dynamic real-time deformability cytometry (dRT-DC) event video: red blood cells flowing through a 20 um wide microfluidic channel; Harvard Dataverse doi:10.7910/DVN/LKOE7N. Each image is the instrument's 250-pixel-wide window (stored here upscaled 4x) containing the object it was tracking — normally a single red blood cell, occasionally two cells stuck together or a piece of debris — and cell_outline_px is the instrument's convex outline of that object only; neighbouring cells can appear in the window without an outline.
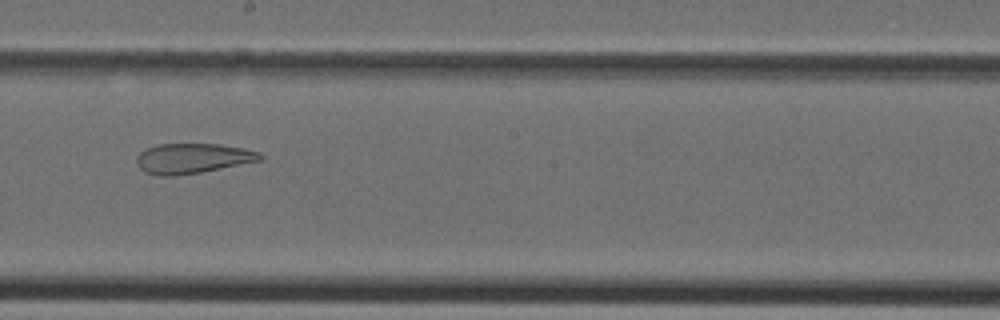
{"species": "Egyptian fruit bat (a non-hibernating species)", "species_latin": "Rousettus aegyptiacus", "temperature_condition": "cold", "stored_images_in_passage": 26, "camera_frame_rate_fps": 3000, "um_per_image_px": 0.085, "animal": {"sex": "female"}, "frame": {"image": 1, "passage_image": 15, "time_ms": 4.667, "image_size_px": [1000, 320], "cell_outline_px": [[264, 160], [200, 172], [176, 176], [156, 176], [144, 172], [140, 168], [136, 160], [136, 156], [140, 152], [156, 144], [220, 144], [244, 148], [260, 152], [264, 156]], "centroid_in_image_um": [16.39, 13.46], "position_along_channel_um": 231.8, "area_um2": 21.85}}
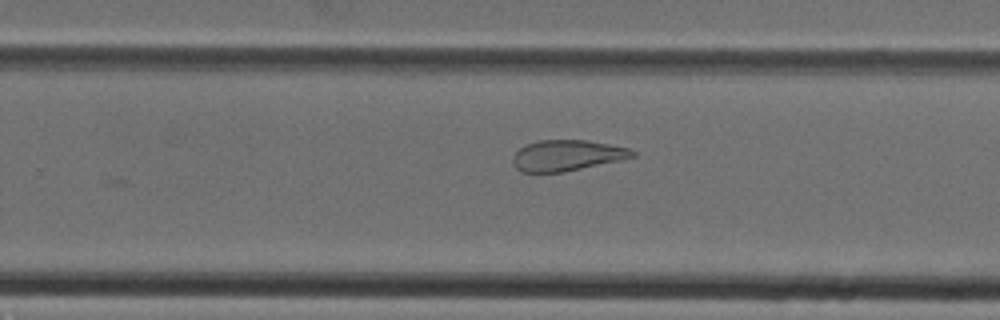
{"frame": {"image": 2, "passage_image": 18, "time_ms": 5.667, "image_size_px": [1000, 320], "cell_outline_px": [[636, 156], [620, 160], [564, 172], [520, 172], [516, 168], [512, 160], [512, 156], [520, 148], [528, 144], [540, 140], [588, 140], [628, 148], [636, 152]], "centroid_in_image_um": [48.18, 13.21], "position_along_channel_um": 281.6, "area_um2": 21.39}}
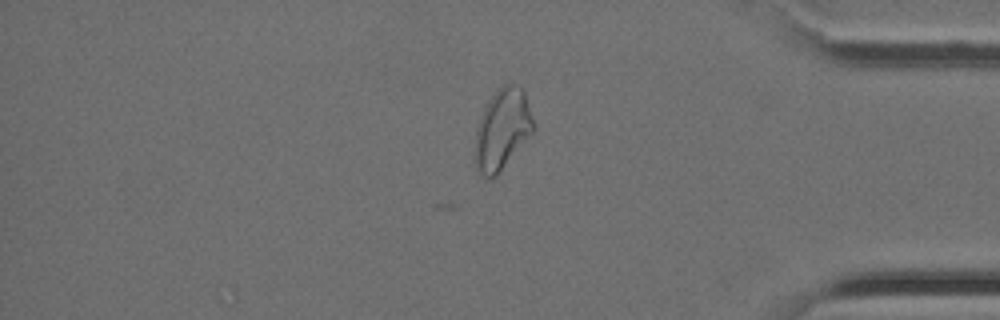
{"frame": {"image": 3, "passage_image": 26, "time_ms": 8.333, "image_size_px": [1000, 320], "cell_outline_px": [[536, 128], [496, 176], [480, 176], [476, 168], [472, 156], [476, 128], [484, 108], [488, 100], [504, 84], [512, 84], [520, 88], [524, 92], [536, 124]], "centroid_in_image_um": [42.66, 11.03], "position_along_channel_um": 392.5, "area_um2": 27.57}}